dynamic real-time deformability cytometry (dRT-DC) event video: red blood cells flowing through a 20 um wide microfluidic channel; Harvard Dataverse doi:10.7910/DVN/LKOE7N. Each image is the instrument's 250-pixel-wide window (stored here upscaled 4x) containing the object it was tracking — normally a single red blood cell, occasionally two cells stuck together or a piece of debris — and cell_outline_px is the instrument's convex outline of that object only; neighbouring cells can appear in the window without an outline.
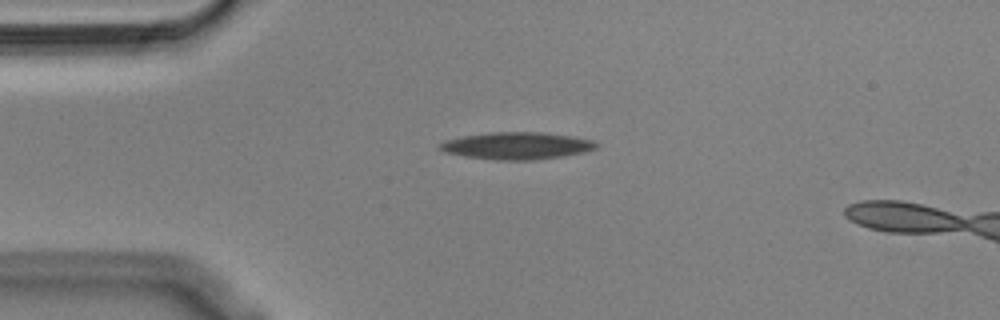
{"species": "Egyptian fruit bat (a non-hibernating species)", "species_latin": "Rousettus aegyptiacus", "temperature_condition": "cold", "stored_images_in_passage": 5, "camera_frame_rate_fps": 3000, "um_per_image_px": 0.085, "animal": {"sex": "male"}, "frame": {"image": 1, "passage_image": 1, "time_ms": 0.0, "image_size_px": [1000, 320], "cell_outline_px": [[600, 144], [596, 148], [584, 152], [560, 156], [532, 160], [500, 160], [464, 156], [444, 152], [440, 148], [440, 144], [448, 140], [464, 136], [492, 132], [544, 132], [572, 136], [592, 140]], "centroid_in_image_um": [43.97, 12.38], "position_along_channel_um": 41.0, "area_um2": 24.45}}